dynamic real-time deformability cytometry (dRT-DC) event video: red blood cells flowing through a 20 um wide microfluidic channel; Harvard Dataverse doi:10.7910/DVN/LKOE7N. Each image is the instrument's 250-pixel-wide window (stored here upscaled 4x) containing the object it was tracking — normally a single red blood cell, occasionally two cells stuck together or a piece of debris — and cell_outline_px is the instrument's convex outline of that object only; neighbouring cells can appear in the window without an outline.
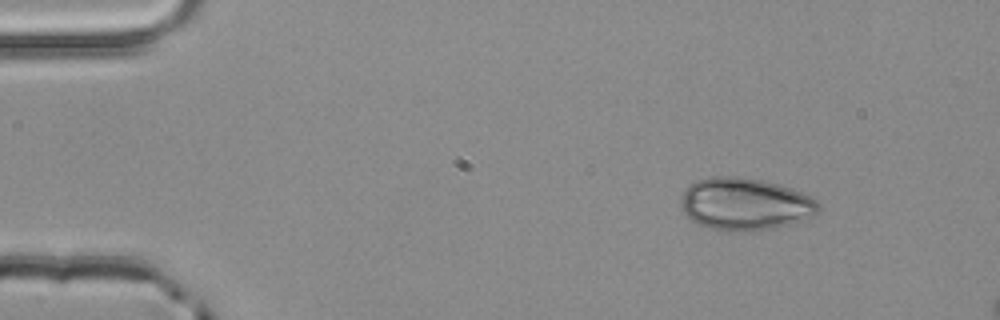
{"species": "common noctule bat (a hibernating species)", "species_latin": "Nyctalus noctula", "temperature_condition": "room temperature", "stored_images_in_passage": 5, "segment_of_instrument_passage": [2, 2], "camera_frame_rate_fps": 3000, "um_per_image_px": 0.085, "animal": {"sex": "male", "body_mass_g": 20.4}, "frame": {"image": 1, "passage_image": 5, "time_ms": 1.333, "image_size_px": [1000, 320], "cell_outline_px": [[820, 208], [816, 216], [788, 224], [772, 228], [752, 232], [740, 232], [712, 228], [696, 224], [684, 216], [684, 192], [688, 184], [696, 180], [712, 176], [740, 176], [764, 180], [780, 184], [792, 188], [816, 200]], "centroid_in_image_um": [63.34, 17.34], "position_along_channel_um": 21.7, "area_um2": 42.14}}